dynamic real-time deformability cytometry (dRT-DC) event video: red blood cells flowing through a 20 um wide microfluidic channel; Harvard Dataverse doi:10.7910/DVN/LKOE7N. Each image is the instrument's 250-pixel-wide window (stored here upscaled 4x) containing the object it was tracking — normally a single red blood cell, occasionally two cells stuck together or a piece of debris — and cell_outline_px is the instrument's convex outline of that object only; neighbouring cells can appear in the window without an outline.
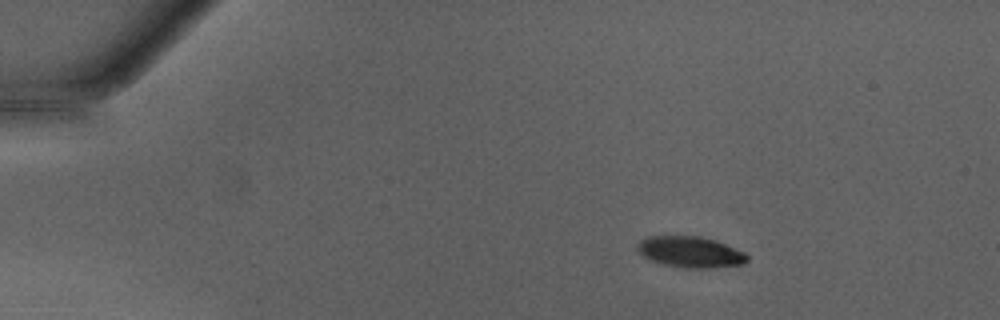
{"species": "Egyptian fruit bat (a non-hibernating species)", "species_latin": "Rousettus aegyptiacus", "temperature_condition": "warm", "stored_images_in_passage": 49, "camera_frame_rate_fps": 3000, "um_per_image_px": 0.085, "animal": {"sex": "male"}, "frame": {"image": 1, "passage_image": 8, "time_ms": 2.333, "image_size_px": [1000, 320], "cell_outline_px": [[748, 260], [744, 264], [712, 268], [680, 268], [648, 260], [636, 248], [636, 244], [640, 240], [648, 236], [700, 236], [716, 240], [744, 252], [748, 256]], "centroid_in_image_um": [58.67, 21.42], "position_along_channel_um": 26.3, "area_um2": 20.06}}
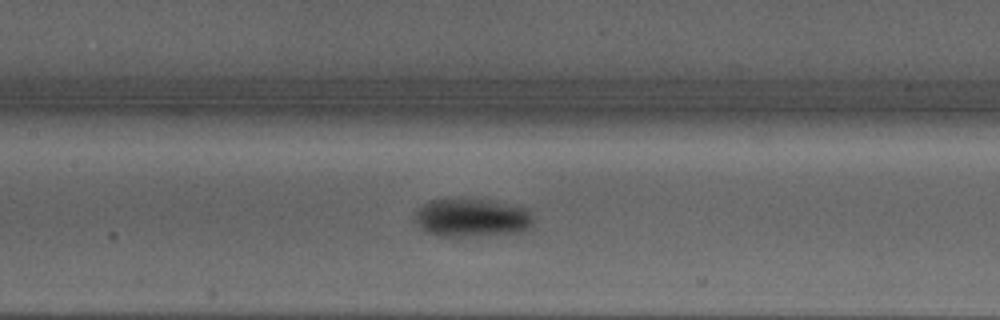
{"frame": {"image": 2, "passage_image": 24, "time_ms": 7.667, "image_size_px": [1000, 320], "cell_outline_px": [[532, 228], [520, 232], [488, 236], [436, 236], [428, 232], [416, 220], [416, 212], [428, 200], [488, 200], [524, 208], [532, 216]], "centroid_in_image_um": [40.15, 18.54], "position_along_channel_um": 167.2, "area_um2": 25.95}}
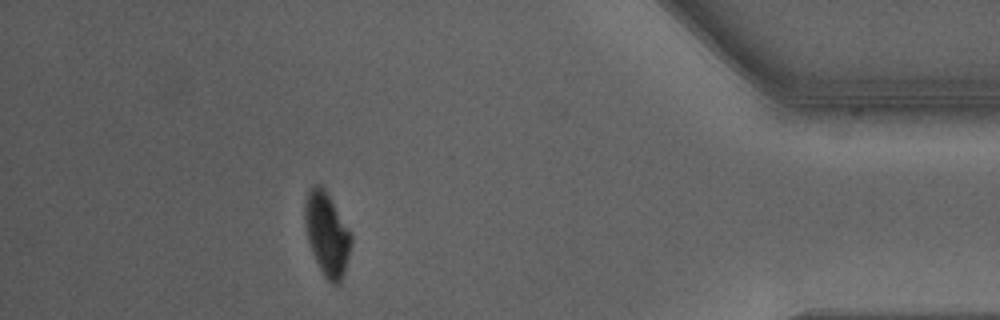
{"frame": {"image": 3, "passage_image": 44, "time_ms": 14.333, "image_size_px": [1000, 320], "cell_outline_px": [[352, 244], [344, 272], [340, 284], [332, 284], [324, 276], [312, 252], [308, 240], [304, 216], [304, 200], [308, 192], [316, 184], [324, 184], [352, 232]], "centroid_in_image_um": [27.81, 19.83], "position_along_channel_um": 407.4, "area_um2": 22.89}, "authors_computed_cell_mechanics": {"area_um2": 22.8888, "velocity_mm_per_s": 4.2758, "shape_relaxation_time_tau1_ms": 2.5505, "shape_relaxation_time_tau2_ms": null, "deformation_change_tau1": 0.1411, "deformation_change_tau2": null}}